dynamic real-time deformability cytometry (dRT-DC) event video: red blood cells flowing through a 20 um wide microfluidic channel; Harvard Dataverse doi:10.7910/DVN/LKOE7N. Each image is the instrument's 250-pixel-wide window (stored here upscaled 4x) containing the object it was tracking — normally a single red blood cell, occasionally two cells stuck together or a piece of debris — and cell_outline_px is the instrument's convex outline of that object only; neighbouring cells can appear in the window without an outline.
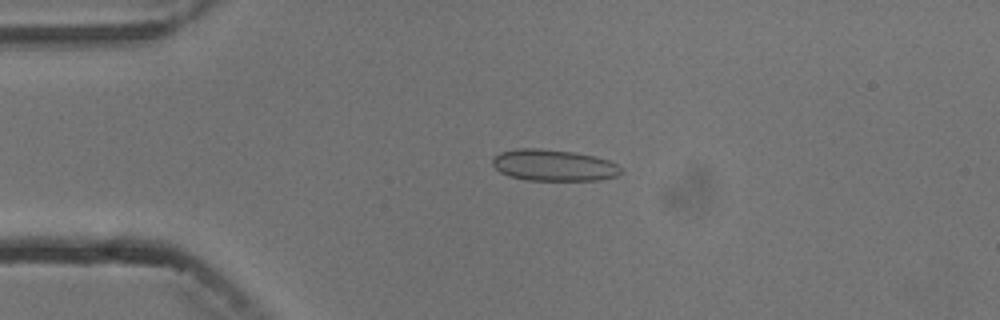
{"species": "common noctule bat (a hibernating species)", "species_latin": "Nyctalus noctula", "temperature_condition": "cold", "stored_images_in_passage": 6, "camera_frame_rate_fps": 3000, "um_per_image_px": 0.085, "animal": {"sex": "male", "body_mass_g": 13.3}, "frame": {"image": 1, "passage_image": 4, "time_ms": 3.333, "image_size_px": [1000, 320], "cell_outline_px": [[624, 172], [616, 176], [600, 180], [524, 180], [508, 176], [500, 172], [492, 164], [492, 156], [500, 152], [516, 148], [540, 148], [572, 152], [596, 156], [608, 160], [624, 168]], "centroid_in_image_um": [47.06, 14.05], "position_along_channel_um": 37.9, "area_um2": 23.87}}
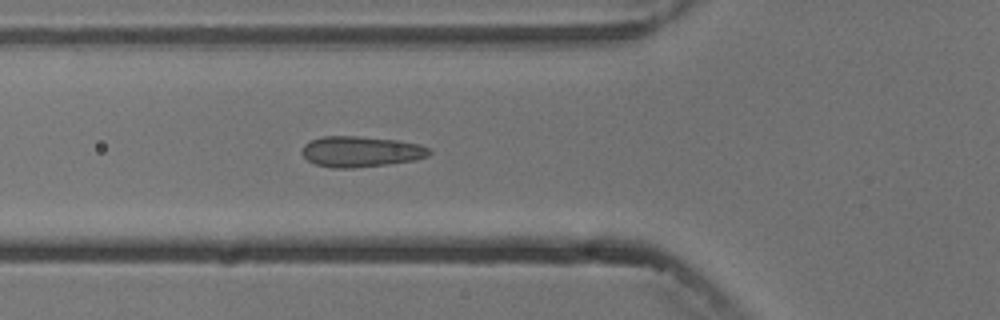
{"frame": {"image": 2, "passage_image": 6, "time_ms": 5.667, "image_size_px": [1000, 320], "cell_outline_px": [[432, 152], [428, 156], [416, 160], [388, 164], [352, 168], [332, 168], [316, 164], [308, 160], [300, 152], [304, 144], [308, 140], [324, 136], [360, 136], [400, 140], [420, 144], [428, 148]], "centroid_in_image_um": [30.67, 12.87], "position_along_channel_um": 95.1, "area_um2": 23.06}}